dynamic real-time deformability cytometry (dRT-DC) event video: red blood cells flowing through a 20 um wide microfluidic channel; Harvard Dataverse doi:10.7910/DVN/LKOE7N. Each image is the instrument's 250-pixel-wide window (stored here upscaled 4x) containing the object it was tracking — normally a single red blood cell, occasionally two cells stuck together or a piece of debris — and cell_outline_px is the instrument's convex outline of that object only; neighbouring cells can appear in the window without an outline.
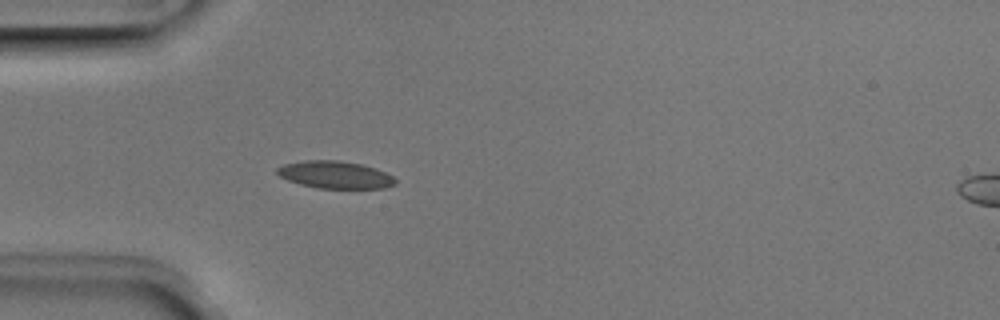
{"species": "Egyptian fruit bat (a non-hibernating species)", "species_latin": "Rousettus aegyptiacus", "temperature_condition": "room temperature", "stored_images_in_passage": 40, "camera_frame_rate_fps": 3000, "um_per_image_px": 0.085, "animal": {"sex": "male"}, "frame": {"image": 1, "passage_image": 4, "time_ms": 1.0, "image_size_px": [1000, 320], "cell_outline_px": [[396, 184], [384, 188], [316, 188], [300, 184], [288, 180], [280, 176], [276, 172], [276, 168], [284, 164], [304, 160], [336, 160], [360, 164], [376, 168], [392, 176], [396, 180]], "centroid_in_image_um": [28.47, 14.85], "position_along_channel_um": 56.5, "area_um2": 18.79}}
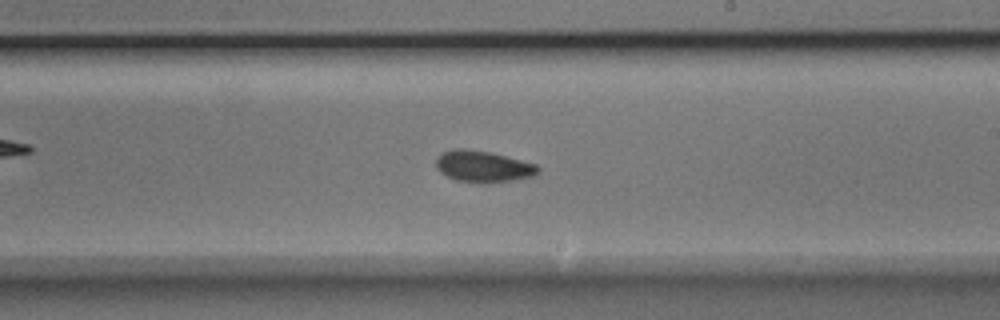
{"frame": {"image": 2, "passage_image": 19, "time_ms": 6.0, "image_size_px": [1000, 320], "cell_outline_px": [[540, 172], [532, 176], [512, 180], [456, 180], [440, 172], [436, 168], [436, 160], [444, 152], [456, 148], [464, 148], [492, 152], [536, 164], [540, 168]], "centroid_in_image_um": [41.08, 14.09], "position_along_channel_um": 247.9, "area_um2": 17.92}}
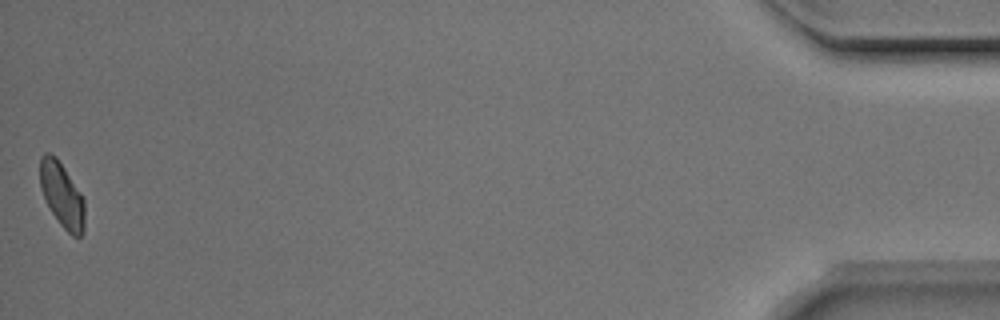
{"frame": {"image": 3, "passage_image": 40, "time_ms": 13.0, "image_size_px": [1000, 320], "cell_outline_px": [[84, 232], [80, 236], [72, 236], [60, 224], [52, 212], [44, 196], [40, 184], [40, 156], [44, 152], [48, 152], [56, 156], [80, 192], [84, 200]], "centroid_in_image_um": [5.26, 16.55], "position_along_channel_um": 429.9, "area_um2": 16.65}, "authors_computed_cell_mechanics": {"area_um2": 17.7735, "velocity_mm_per_s": 3.9487, "shape_relaxation_time_tau1_ms": 2.6429, "shape_relaxation_time_tau2_ms": 2.843, "deformation_change_tau1": 0.1117, "deformation_change_tau2": 0.0845}}